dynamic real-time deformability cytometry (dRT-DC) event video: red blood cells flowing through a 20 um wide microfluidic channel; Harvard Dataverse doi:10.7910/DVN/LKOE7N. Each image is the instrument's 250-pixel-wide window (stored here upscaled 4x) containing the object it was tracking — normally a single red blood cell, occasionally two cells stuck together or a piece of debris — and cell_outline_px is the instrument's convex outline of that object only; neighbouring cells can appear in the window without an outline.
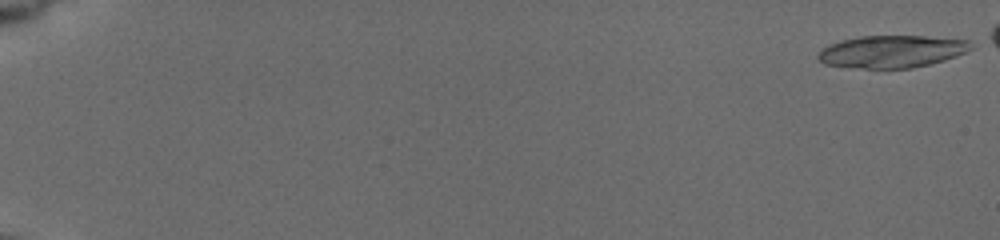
{"species": "common noctule bat (a hibernating species)", "species_latin": "Nyctalus noctula", "temperature_condition": "cold", "stored_images_in_passage": 11, "camera_frame_rate_fps": 3000, "um_per_image_px": 0.085, "animal": {"sex": "female", "body_mass_g": 19.5, "forearm_length_mm": 54.1}, "frame": {"image": 1, "passage_image": 1, "time_ms": 0.0, "image_size_px": [1000, 240], "cell_outline_px": [[976, 48], [968, 52], [944, 60], [912, 68], [864, 68], [824, 64], [816, 56], [828, 44], [840, 40], [860, 36], [924, 36], [968, 40]], "centroid_in_image_um": [75.85, 4.37], "position_along_channel_um": 9.2, "area_um2": 28.78}}